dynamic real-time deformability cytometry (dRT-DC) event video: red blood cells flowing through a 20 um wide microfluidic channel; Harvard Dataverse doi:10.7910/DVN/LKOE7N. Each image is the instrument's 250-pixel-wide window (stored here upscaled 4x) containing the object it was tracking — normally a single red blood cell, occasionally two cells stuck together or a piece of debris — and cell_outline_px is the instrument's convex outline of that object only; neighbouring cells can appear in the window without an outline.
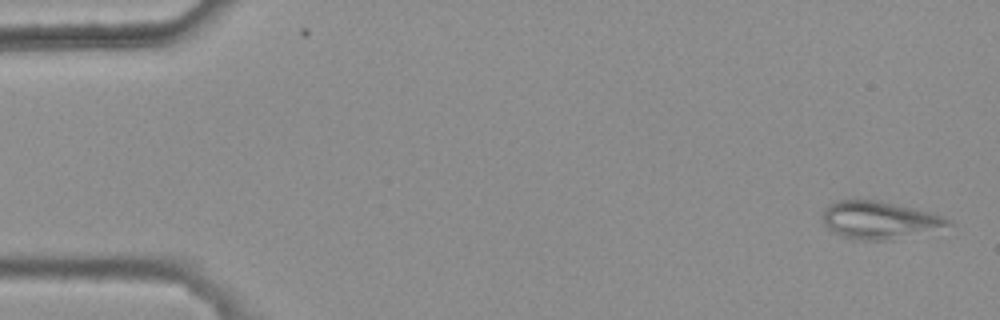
{"species": "common noctule bat (a hibernating species)", "species_latin": "Nyctalus noctula", "temperature_condition": "warm", "stored_images_in_passage": 5, "camera_frame_rate_fps": 3000, "um_per_image_px": 0.085, "animal": {"sex": "female", "body_mass_g": 25.1}, "frame": {"image": 1, "passage_image": 1, "time_ms": 0.0, "image_size_px": [1000, 320], "cell_outline_px": [[952, 224], [892, 240], [852, 240], [840, 236], [828, 228], [824, 224], [820, 216], [824, 208], [828, 204], [836, 200], [880, 200], [944, 216], [952, 220]], "centroid_in_image_um": [74.64, 18.7], "position_along_channel_um": 10.4, "area_um2": 27.46}}